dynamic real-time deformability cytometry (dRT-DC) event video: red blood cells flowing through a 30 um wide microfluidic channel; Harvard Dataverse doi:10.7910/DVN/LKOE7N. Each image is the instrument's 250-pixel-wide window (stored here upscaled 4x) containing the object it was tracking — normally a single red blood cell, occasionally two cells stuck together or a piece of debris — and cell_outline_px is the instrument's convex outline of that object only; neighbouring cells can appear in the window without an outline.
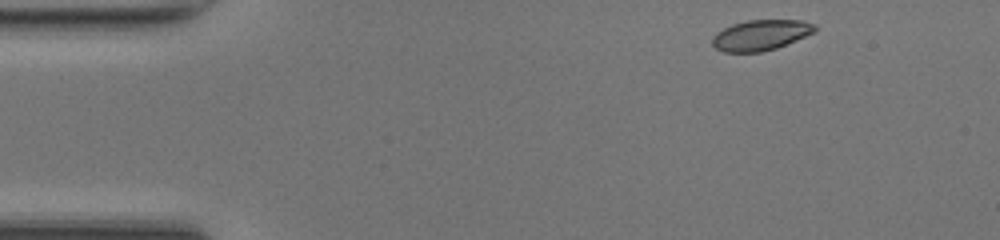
{"species": "common noctule bat (a hibernating species)", "species_latin": "Nyctalus noctula", "temperature_condition": "room temperature", "stored_images_in_passage": 44, "camera_frame_rate_fps": 3000, "um_per_image_px": 0.085, "animal": {"sex": "female", "body_mass_g": 17.0, "forearm_length_mm": 48.0}, "frame": {"image": 1, "passage_image": 1, "time_ms": 0.0, "image_size_px": [1000, 240], "cell_outline_px": [[816, 32], [776, 48], [760, 52], [724, 52], [716, 48], [712, 44], [712, 36], [716, 32], [732, 24], [748, 20], [800, 20], [816, 24]], "centroid_in_image_um": [64.66, 2.98], "position_along_channel_um": 20.3, "area_um2": 18.26}}
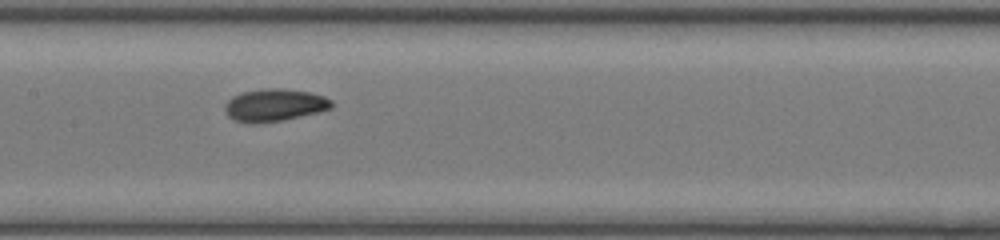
{"frame": {"image": 2, "passage_image": 19, "time_ms": 6.0, "image_size_px": [1000, 240], "cell_outline_px": [[332, 108], [284, 120], [256, 124], [248, 124], [236, 120], [228, 116], [224, 108], [228, 100], [232, 96], [244, 92], [268, 88], [280, 88], [308, 92], [324, 96], [332, 100]], "centroid_in_image_um": [23.31, 8.94], "position_along_channel_um": 184.1, "area_um2": 20.06}}
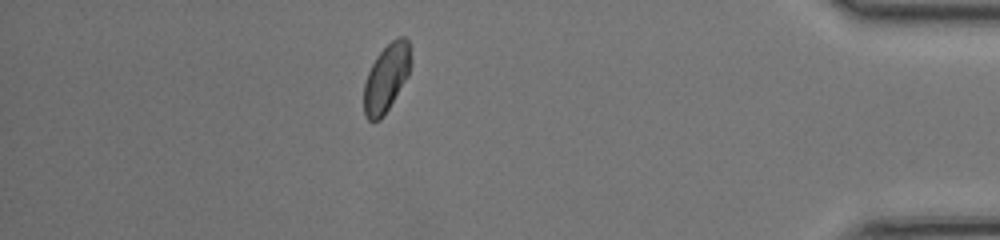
{"frame": {"image": 3, "passage_image": 38, "time_ms": 12.333, "image_size_px": [1000, 240], "cell_outline_px": [[412, 64], [408, 76], [388, 108], [380, 120], [368, 120], [364, 116], [364, 84], [368, 72], [376, 56], [396, 36], [404, 36], [408, 40], [412, 60]], "centroid_in_image_um": [32.86, 6.58], "position_along_channel_um": 402.3, "area_um2": 18.5}, "authors_computed_cell_mechanics": {"area_um2": 18.9584, "velocity_mm_per_s": 4.2049, "shape_relaxation_time_tau1_ms": null, "shape_relaxation_time_tau2_ms": 1.5004, "deformation_change_tau1": null, "deformation_change_tau2": 0.0503}}